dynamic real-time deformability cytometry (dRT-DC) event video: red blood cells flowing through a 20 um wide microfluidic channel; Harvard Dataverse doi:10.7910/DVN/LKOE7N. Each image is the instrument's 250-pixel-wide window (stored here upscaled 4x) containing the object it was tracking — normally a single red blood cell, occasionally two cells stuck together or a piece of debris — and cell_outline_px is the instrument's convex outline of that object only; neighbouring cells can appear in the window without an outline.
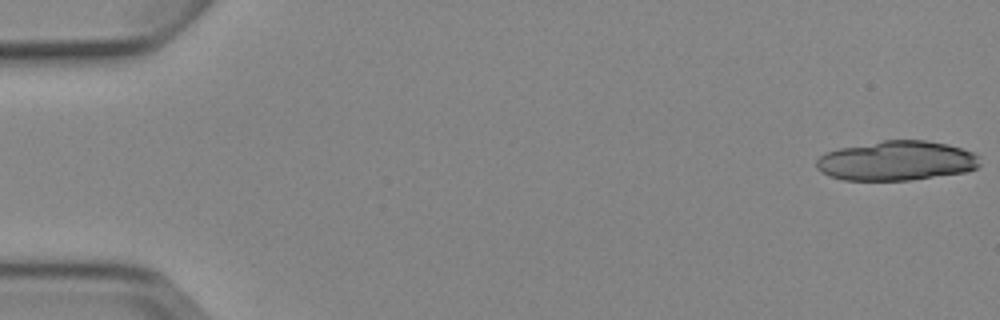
{"species": "Egyptian fruit bat (a non-hibernating species)", "species_latin": "Rousettus aegyptiacus", "temperature_condition": "cold", "stored_images_in_passage": 5, "camera_frame_rate_fps": 3000, "um_per_image_px": 0.085, "animal": {"sex": "female"}, "frame": {"image": 1, "passage_image": 1, "time_ms": 0.0, "image_size_px": [1000, 320], "cell_outline_px": [[980, 164], [976, 168], [968, 172], [908, 180], [844, 180], [828, 176], [820, 172], [816, 168], [816, 160], [824, 152], [840, 148], [884, 140], [924, 140], [948, 144], [972, 152], [980, 156]], "centroid_in_image_um": [76.19, 13.67], "position_along_channel_um": 8.8, "area_um2": 37.92}}